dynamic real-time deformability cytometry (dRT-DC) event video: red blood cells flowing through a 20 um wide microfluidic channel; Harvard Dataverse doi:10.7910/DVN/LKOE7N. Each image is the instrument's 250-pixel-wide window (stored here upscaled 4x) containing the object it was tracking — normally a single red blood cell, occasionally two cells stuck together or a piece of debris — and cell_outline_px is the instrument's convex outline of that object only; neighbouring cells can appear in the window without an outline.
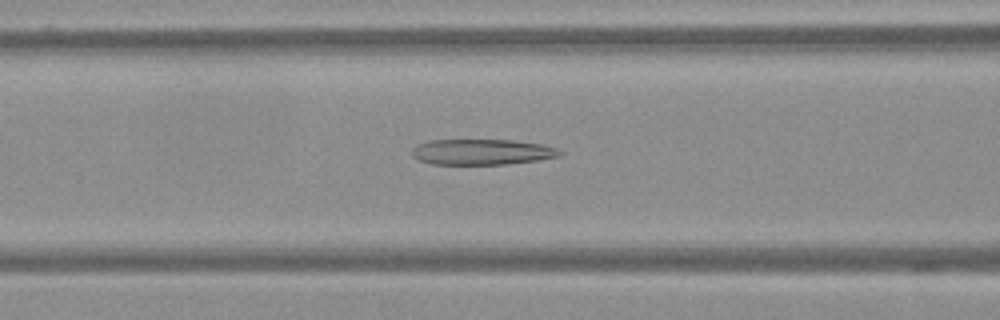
{"species": "Egyptian fruit bat (a non-hibernating species)", "species_latin": "Rousettus aegyptiacus", "temperature_condition": "warm", "stored_images_in_passage": 56, "camera_frame_rate_fps": 3000, "um_per_image_px": 0.085, "frame": {"image": 1, "passage_image": 24, "time_ms": 7.667, "image_size_px": [1000, 320], "cell_outline_px": [[564, 152], [560, 156], [540, 160], [504, 164], [432, 164], [416, 160], [412, 156], [412, 148], [416, 144], [428, 140], [512, 140], [540, 144], [556, 148]], "centroid_in_image_um": [40.93, 12.91], "position_along_channel_um": 125.7, "area_um2": 22.25}}
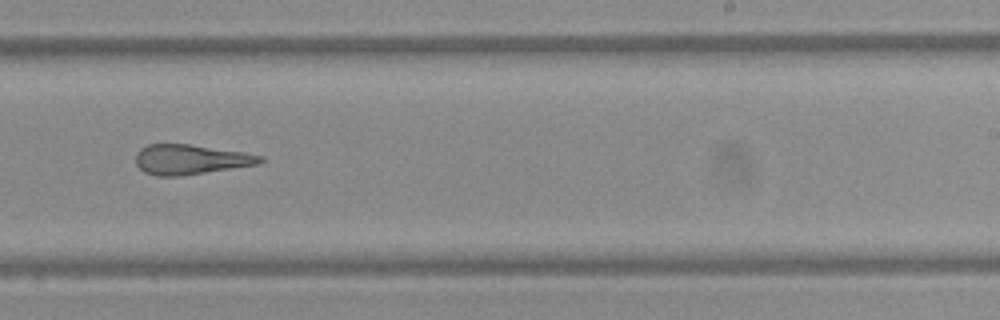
{"frame": {"image": 2, "passage_image": 37, "time_ms": 12.0, "image_size_px": [1000, 320], "cell_outline_px": [[264, 160], [256, 164], [180, 176], [156, 176], [144, 172], [136, 164], [136, 152], [140, 148], [148, 144], [188, 144], [244, 152], [264, 156]], "centroid_in_image_um": [16.15, 13.55], "position_along_channel_um": 272.9, "area_um2": 21.5}}
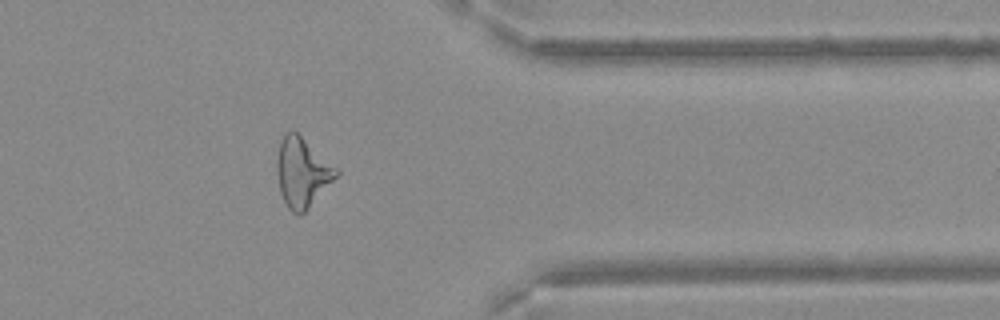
{"frame": {"image": 3, "passage_image": 48, "time_ms": 15.667, "image_size_px": [1000, 320], "cell_outline_px": [[340, 172], [304, 212], [300, 216], [292, 212], [288, 208], [280, 192], [276, 172], [276, 164], [280, 140], [288, 132], [296, 132], [340, 168]], "centroid_in_image_um": [25.69, 14.65], "position_along_channel_um": 385.7, "area_um2": 23.81}}